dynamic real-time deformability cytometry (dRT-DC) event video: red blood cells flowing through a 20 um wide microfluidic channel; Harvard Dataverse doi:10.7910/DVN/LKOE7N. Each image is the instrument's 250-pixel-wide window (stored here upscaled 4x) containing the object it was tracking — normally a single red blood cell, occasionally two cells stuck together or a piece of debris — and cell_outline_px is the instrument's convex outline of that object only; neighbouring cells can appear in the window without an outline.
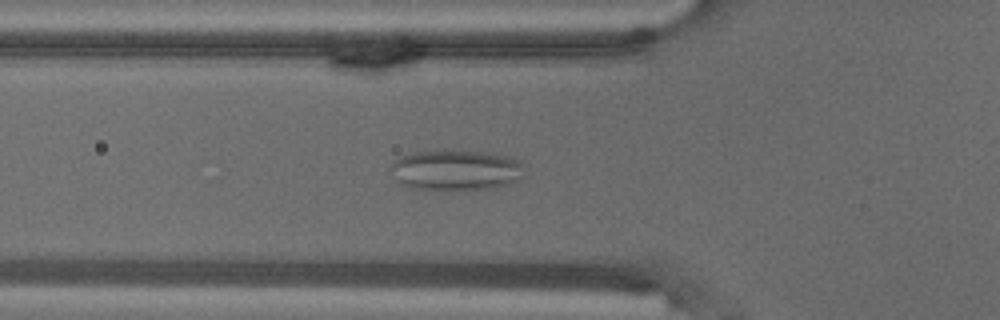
{"species": "common noctule bat (a hibernating species)", "species_latin": "Nyctalus noctula", "temperature_condition": "warm", "stored_images_in_passage": 40, "camera_frame_rate_fps": 3000, "um_per_image_px": 0.085, "animal": {"sex": "male", "body_mass_g": 18.8}, "frame": {"image": 1, "passage_image": 4, "time_ms": 1.0, "image_size_px": [1000, 320], "cell_outline_px": [[524, 176], [512, 184], [496, 188], [448, 192], [444, 192], [412, 188], [400, 184], [396, 180], [388, 168], [400, 156], [416, 152], [444, 148], [492, 152], [512, 156], [520, 160]], "centroid_in_image_um": [38.77, 14.46], "position_along_channel_um": 87.0, "area_um2": 33.47}}
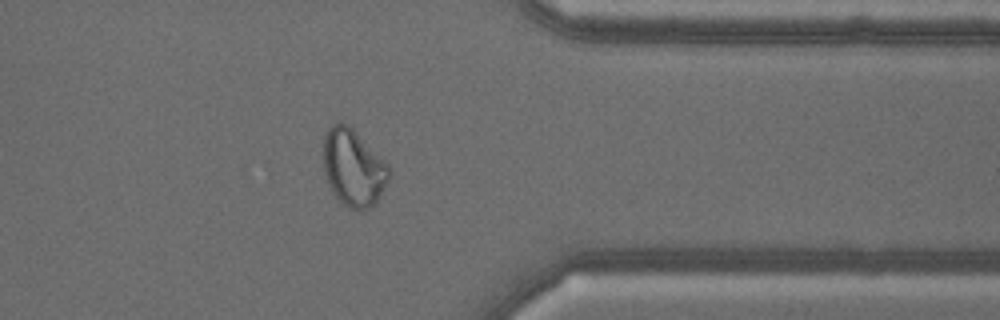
{"frame": {"image": 2, "passage_image": 29, "time_ms": 9.333, "image_size_px": [1000, 320], "cell_outline_px": [[392, 176], [376, 200], [368, 208], [348, 208], [336, 196], [324, 172], [324, 136], [328, 128], [332, 124], [340, 120], [348, 124], [388, 164], [392, 172]], "centroid_in_image_um": [30.05, 14.2], "position_along_channel_um": 381.4, "area_um2": 29.02}}
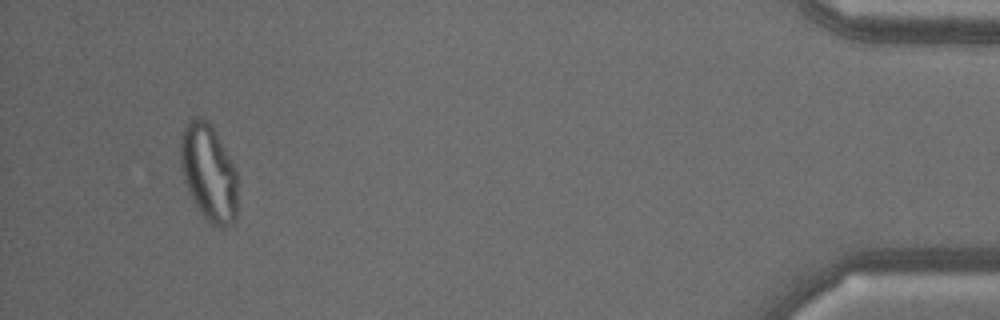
{"frame": {"image": 3, "passage_image": 37, "time_ms": 12.0, "image_size_px": [1000, 320], "cell_outline_px": [[236, 220], [232, 224], [224, 228], [216, 228], [200, 212], [184, 180], [180, 168], [180, 136], [188, 120], [196, 116], [200, 116], [208, 120], [216, 132], [232, 160], [236, 168]], "centroid_in_image_um": [17.74, 14.64], "position_along_channel_um": 417.5, "area_um2": 32.48}, "authors_computed_cell_mechanics": {"area_um2": 28.5243, "velocity_mm_per_s": 3.6436, "shape_relaxation_time_tau1_ms": null, "shape_relaxation_time_tau2_ms": 1.1964, "deformation_change_tau1": null, "deformation_change_tau2": 0.0772}}